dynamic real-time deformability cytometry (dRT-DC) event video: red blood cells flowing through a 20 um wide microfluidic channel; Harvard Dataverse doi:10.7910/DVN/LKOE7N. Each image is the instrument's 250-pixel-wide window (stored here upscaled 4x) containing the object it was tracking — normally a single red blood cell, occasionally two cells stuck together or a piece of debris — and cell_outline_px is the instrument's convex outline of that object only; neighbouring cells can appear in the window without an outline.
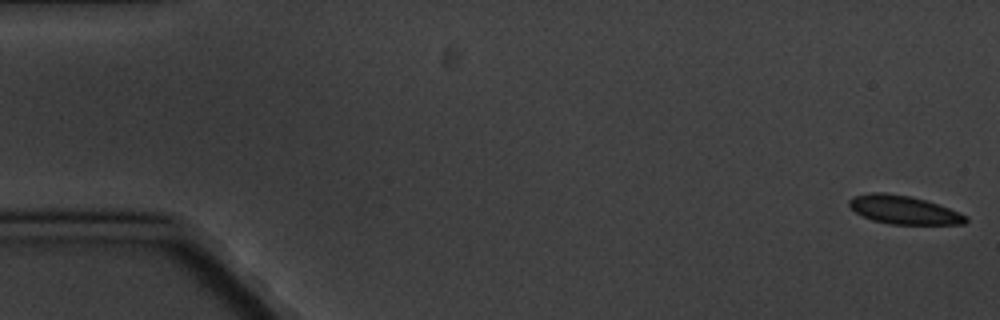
{"species": "common noctule bat (a hibernating species)", "species_latin": "Nyctalus noctula", "temperature_condition": "cold", "stored_images_in_passage": 4, "camera_frame_rate_fps": 3000, "um_per_image_px": 0.085, "animal": {"sex": "male", "body_mass_g": 20.1, "forearm_length_mm": 53.5}, "frame": {"image": 1, "passage_image": 1, "time_ms": 0.0, "image_size_px": [1000, 320], "cell_outline_px": [[968, 220], [964, 224], [888, 224], [872, 220], [856, 212], [848, 204], [848, 200], [852, 196], [872, 192], [884, 192], [908, 196], [924, 200], [960, 212], [968, 216]], "centroid_in_image_um": [76.8, 17.84], "position_along_channel_um": 8.2, "area_um2": 19.19}}